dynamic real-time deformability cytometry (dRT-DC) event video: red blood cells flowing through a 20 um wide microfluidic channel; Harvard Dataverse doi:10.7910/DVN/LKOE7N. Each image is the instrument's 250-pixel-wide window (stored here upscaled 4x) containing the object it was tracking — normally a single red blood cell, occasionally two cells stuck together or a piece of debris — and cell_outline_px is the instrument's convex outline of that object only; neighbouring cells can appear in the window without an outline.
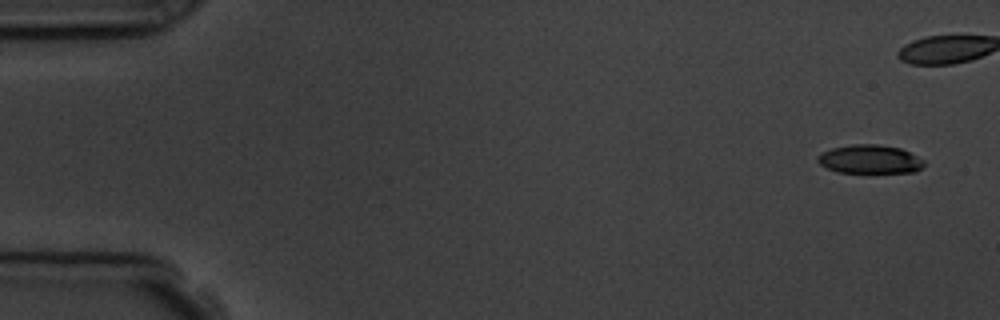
{"species": "common noctule bat (a hibernating species)", "species_latin": "Nyctalus noctula", "temperature_condition": "room temperature", "stored_images_in_passage": 4, "camera_frame_rate_fps": 3000, "um_per_image_px": 0.085, "animal": {"sex": "male", "body_mass_g": 19.5, "forearm_length_mm": 54.6}, "frame": {"image": 1, "passage_image": 1, "time_ms": 0.0, "image_size_px": [1000, 320], "cell_outline_px": [[924, 164], [916, 172], [836, 172], [820, 164], [816, 160], [816, 156], [820, 152], [832, 148], [852, 144], [876, 144], [900, 148], [924, 160]], "centroid_in_image_um": [73.89, 13.53], "position_along_channel_um": 11.1, "area_um2": 17.69}}